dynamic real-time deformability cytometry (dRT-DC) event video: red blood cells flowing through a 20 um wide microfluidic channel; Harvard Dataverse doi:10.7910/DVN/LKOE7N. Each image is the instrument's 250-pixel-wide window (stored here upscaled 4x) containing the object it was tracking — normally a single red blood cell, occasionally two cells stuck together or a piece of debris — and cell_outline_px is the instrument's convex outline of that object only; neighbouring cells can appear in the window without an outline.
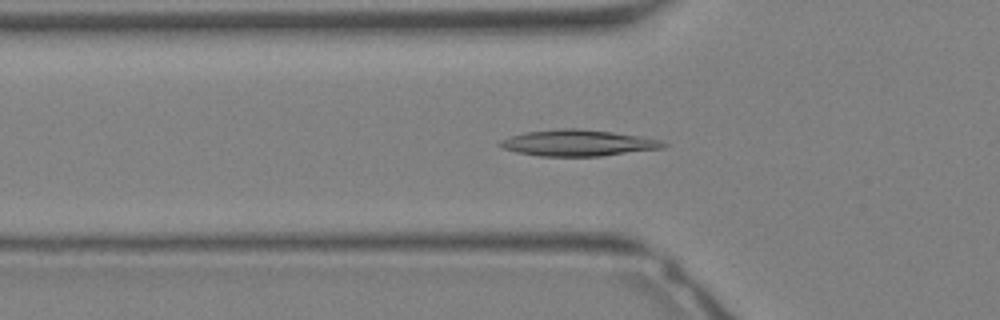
{"species": "Egyptian fruit bat (a non-hibernating species)", "species_latin": "Rousettus aegyptiacus", "temperature_condition": "warm", "stored_images_in_passage": 27, "camera_frame_rate_fps": 3000, "um_per_image_px": 0.085, "animal": {"sex": "female"}, "frame": {"image": 1, "passage_image": 5, "time_ms": 1.333, "image_size_px": [1000, 320], "cell_outline_px": [[668, 144], [664, 148], [600, 156], [540, 156], [516, 152], [504, 148], [496, 144], [500, 140], [524, 132], [560, 128], [580, 128], [612, 132], [640, 136], [660, 140]], "centroid_in_image_um": [49.12, 12.14], "position_along_channel_um": 76.7, "area_um2": 24.97}}
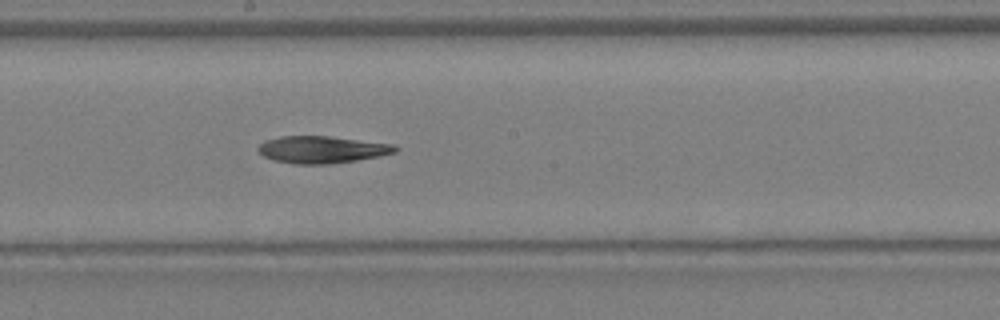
{"frame": {"image": 2, "passage_image": 12, "time_ms": 3.667, "image_size_px": [1000, 320], "cell_outline_px": [[400, 148], [396, 152], [380, 156], [332, 164], [296, 164], [272, 160], [264, 156], [256, 148], [264, 140], [280, 136], [328, 136], [396, 144]], "centroid_in_image_um": [27.38, 12.71], "position_along_channel_um": 220.8, "area_um2": 21.85}}
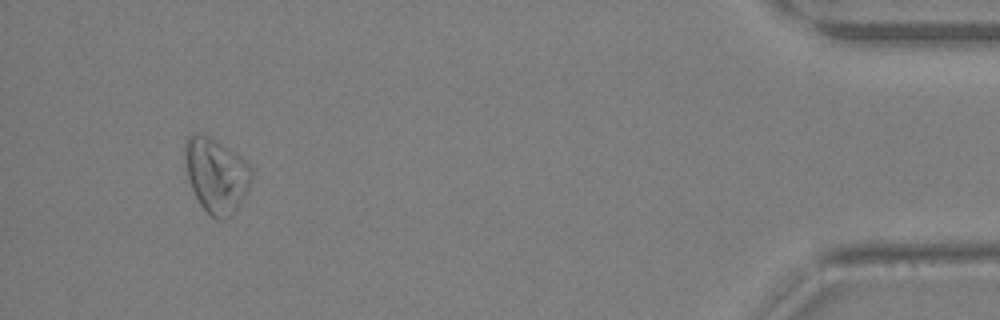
{"frame": {"image": 3, "passage_image": 25, "time_ms": 8.0, "image_size_px": [1000, 320], "cell_outline_px": [[252, 180], [248, 192], [232, 216], [224, 220], [216, 220], [200, 204], [192, 188], [188, 176], [184, 160], [184, 140], [192, 132], [196, 132], [208, 136], [216, 140], [248, 160], [252, 172]], "centroid_in_image_um": [18.4, 14.88], "position_along_channel_um": 416.8, "area_um2": 29.48}}